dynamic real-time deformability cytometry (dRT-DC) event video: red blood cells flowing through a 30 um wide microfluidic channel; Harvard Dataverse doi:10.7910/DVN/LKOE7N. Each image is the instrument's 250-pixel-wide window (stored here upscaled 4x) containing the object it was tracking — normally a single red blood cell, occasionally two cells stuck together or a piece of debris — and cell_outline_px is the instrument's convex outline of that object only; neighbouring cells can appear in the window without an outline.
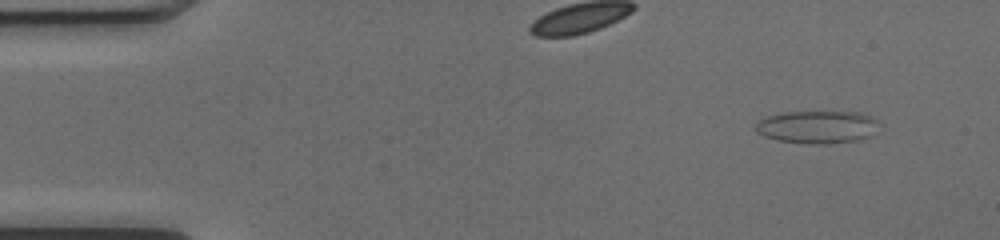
{"species": "common noctule bat (a hibernating species)", "species_latin": "Nyctalus noctula", "temperature_condition": "cold", "stored_images_in_passage": 52, "camera_frame_rate_fps": 3000, "um_per_image_px": 0.085, "animal": {"sex": "female", "body_mass_g": 17.0, "forearm_length_mm": 48.0}, "frame": {"image": 1, "passage_image": 5, "time_ms": 1.333, "image_size_px": [1000, 240], "cell_outline_px": [[872, 136], [856, 140], [828, 144], [812, 144], [776, 140], [764, 136], [756, 132], [756, 124], [760, 120], [768, 116], [784, 112], [860, 112], [872, 116]], "centroid_in_image_um": [69.39, 10.8], "position_along_channel_um": 15.6, "area_um2": 23.06}}
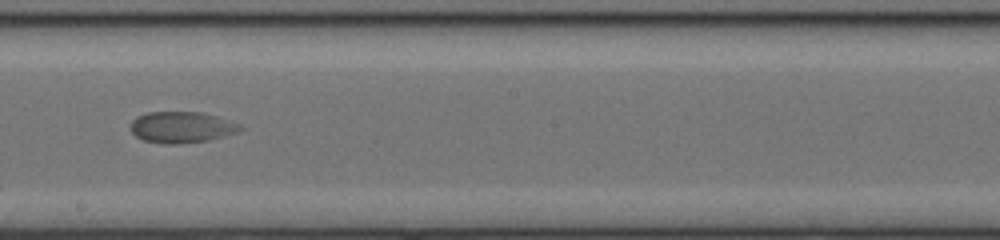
{"frame": {"image": 2, "passage_image": 30, "time_ms": 9.667, "image_size_px": [1000, 240], "cell_outline_px": [[244, 128], [240, 132], [208, 140], [180, 144], [164, 144], [144, 140], [136, 136], [128, 128], [132, 120], [136, 116], [148, 112], [200, 112], [216, 116], [240, 124]], "centroid_in_image_um": [15.42, 10.82], "position_along_channel_um": 232.8, "area_um2": 20.11}}
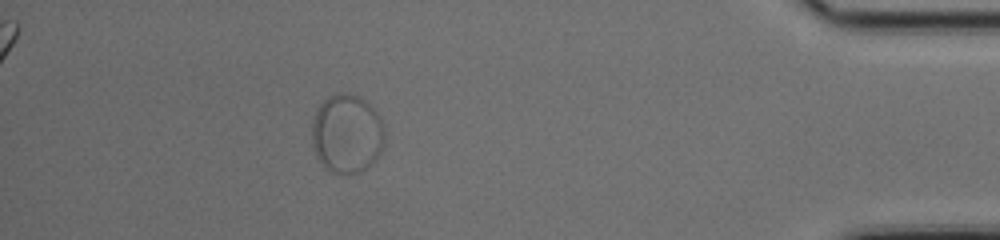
{"frame": {"image": 3, "passage_image": 47, "time_ms": 15.333, "image_size_px": [1000, 240], "cell_outline_px": [[384, 144], [380, 152], [360, 172], [352, 176], [348, 176], [328, 172], [324, 168], [316, 156], [312, 144], [312, 120], [316, 108], [328, 96], [336, 92], [348, 92], [360, 96], [376, 112], [384, 128]], "centroid_in_image_um": [29.43, 11.37], "position_along_channel_um": 405.8, "area_um2": 33.93}}